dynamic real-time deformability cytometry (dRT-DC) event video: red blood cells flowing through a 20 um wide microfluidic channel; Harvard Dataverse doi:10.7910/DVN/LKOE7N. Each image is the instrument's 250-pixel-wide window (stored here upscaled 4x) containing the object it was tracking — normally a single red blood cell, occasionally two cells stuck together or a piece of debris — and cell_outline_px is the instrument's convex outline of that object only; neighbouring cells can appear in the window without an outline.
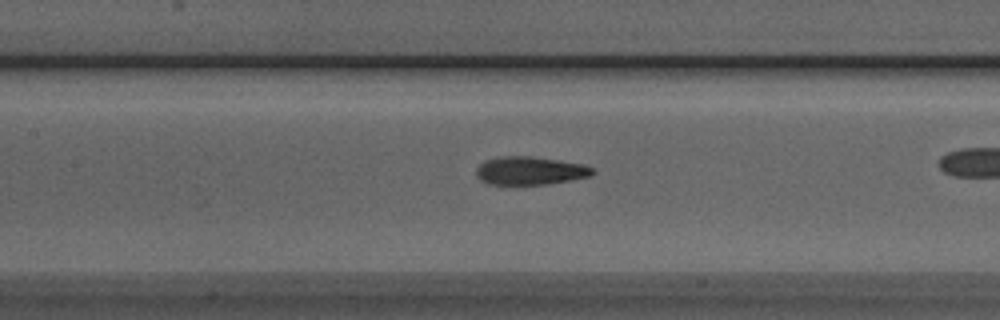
{"species": "Egyptian fruit bat (a non-hibernating species)", "species_latin": "Rousettus aegyptiacus", "temperature_condition": "room temperature", "stored_images_in_passage": 30, "camera_frame_rate_fps": 3000, "um_per_image_px": 0.085, "animal": {"sex": "male"}, "frame": {"image": 1, "passage_image": 13, "time_ms": 4.0, "image_size_px": [1000, 320], "cell_outline_px": [[596, 172], [588, 176], [548, 184], [488, 184], [480, 180], [476, 176], [476, 168], [484, 160], [500, 156], [528, 156], [584, 164], [592, 168]], "centroid_in_image_um": [45.0, 14.5], "position_along_channel_um": 162.4, "area_um2": 18.96}}
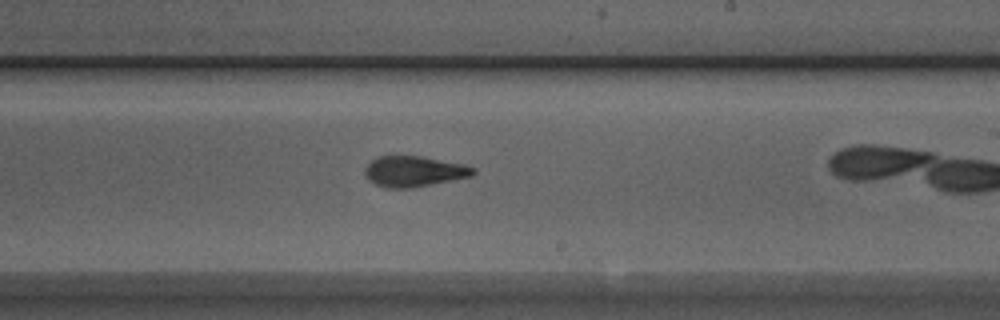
{"frame": {"image": 2, "passage_image": 20, "time_ms": 6.333, "image_size_px": [1000, 320], "cell_outline_px": [[476, 172], [472, 176], [412, 188], [384, 188], [368, 180], [364, 176], [364, 168], [376, 156], [420, 156], [464, 164], [476, 168]], "centroid_in_image_um": [35.17, 14.57], "position_along_channel_um": 253.8, "area_um2": 19.48}}
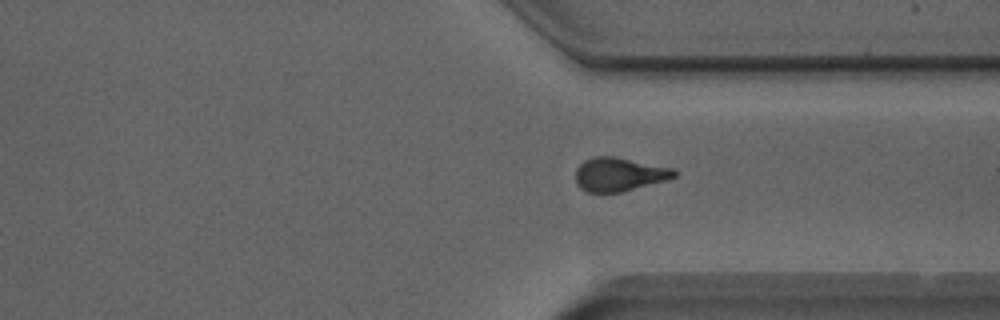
{"frame": {"image": 3, "passage_image": 28, "time_ms": 9.0, "image_size_px": [1000, 320], "cell_outline_px": [[676, 176], [664, 180], [620, 192], [588, 192], [580, 188], [576, 184], [576, 168], [584, 160], [596, 156], [612, 156], [676, 168]], "centroid_in_image_um": [52.61, 14.81], "position_along_channel_um": 358.8, "area_um2": 19.19}}